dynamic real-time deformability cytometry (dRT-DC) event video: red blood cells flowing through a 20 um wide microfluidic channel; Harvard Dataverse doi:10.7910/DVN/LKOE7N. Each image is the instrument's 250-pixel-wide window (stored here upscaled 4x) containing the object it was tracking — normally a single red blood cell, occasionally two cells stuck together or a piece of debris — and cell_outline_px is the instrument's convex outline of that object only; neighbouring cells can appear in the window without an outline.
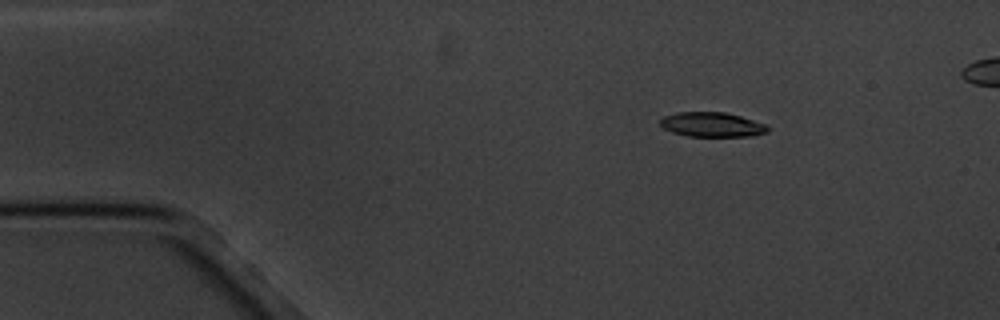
{"species": "common noctule bat (a hibernating species)", "species_latin": "Nyctalus noctula", "temperature_condition": "cold", "stored_images_in_passage": 5, "segment_of_instrument_passage": [1, 2], "camera_frame_rate_fps": 3000, "um_per_image_px": 0.085, "animal": {"sex": "male", "body_mass_g": 20.1, "forearm_length_mm": 53.5}, "frame": {"image": 1, "passage_image": 2, "time_ms": 2.0, "image_size_px": [1000, 320], "cell_outline_px": [[768, 132], [752, 136], [688, 136], [672, 132], [664, 128], [660, 124], [660, 120], [664, 116], [680, 112], [724, 112], [740, 116], [764, 124], [768, 128]], "centroid_in_image_um": [60.5, 10.59], "position_along_channel_um": 24.5, "area_um2": 15.2}}